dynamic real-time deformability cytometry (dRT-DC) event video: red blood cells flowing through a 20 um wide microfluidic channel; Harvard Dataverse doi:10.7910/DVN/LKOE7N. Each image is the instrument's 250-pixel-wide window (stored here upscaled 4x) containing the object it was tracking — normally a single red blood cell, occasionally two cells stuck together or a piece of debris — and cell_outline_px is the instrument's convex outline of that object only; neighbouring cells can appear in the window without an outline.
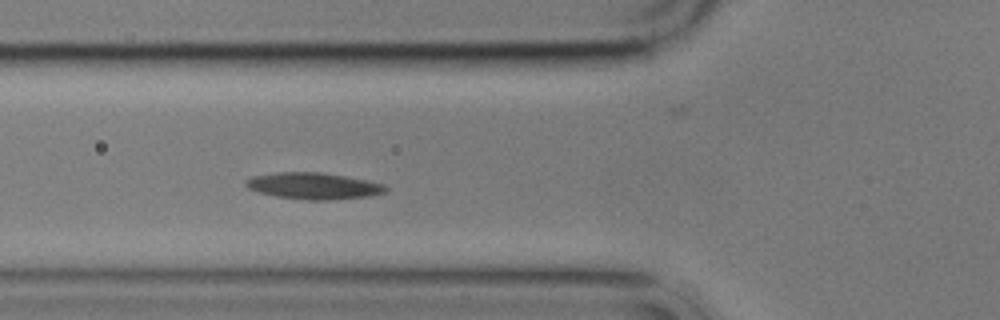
{"species": "common noctule bat (a hibernating species)", "species_latin": "Nyctalus noctula", "temperature_condition": "cold", "stored_images_in_passage": 3, "camera_frame_rate_fps": 3000, "um_per_image_px": 0.085, "animal": {"sex": "male", "body_mass_g": 17.9}, "frame": {"image": 1, "passage_image": 2, "time_ms": 1.333, "image_size_px": [1000, 320], "cell_outline_px": [[388, 188], [384, 192], [368, 196], [328, 200], [308, 200], [276, 196], [260, 192], [248, 188], [244, 184], [244, 180], [252, 176], [276, 172], [324, 172], [384, 184]], "centroid_in_image_um": [26.6, 15.79], "position_along_channel_um": 99.2, "area_um2": 21.44}}